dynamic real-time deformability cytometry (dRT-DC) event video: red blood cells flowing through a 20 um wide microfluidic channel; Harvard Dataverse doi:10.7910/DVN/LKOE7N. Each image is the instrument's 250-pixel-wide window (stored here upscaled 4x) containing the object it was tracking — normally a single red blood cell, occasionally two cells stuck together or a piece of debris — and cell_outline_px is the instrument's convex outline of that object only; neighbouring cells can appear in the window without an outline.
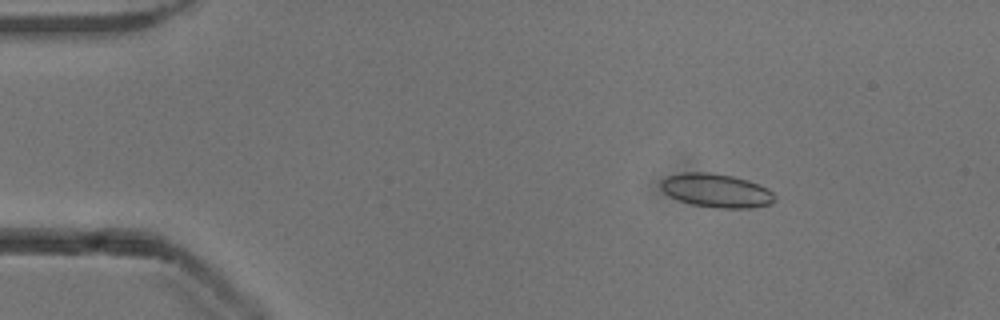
{"species": "common noctule bat (a hibernating species)", "species_latin": "Nyctalus noctula", "temperature_condition": "cold", "stored_images_in_passage": 24, "camera_frame_rate_fps": 3000, "um_per_image_px": 0.085, "animal": {"sex": "male", "body_mass_g": 13.3}, "frame": {"image": 1, "passage_image": 8, "time_ms": 2.333, "image_size_px": [1000, 320], "cell_outline_px": [[776, 196], [772, 204], [752, 208], [716, 208], [692, 204], [668, 196], [660, 188], [660, 180], [668, 176], [684, 172], [708, 172], [732, 176], [748, 180], [760, 184], [768, 188]], "centroid_in_image_um": [60.9, 16.2], "position_along_channel_um": 24.1, "area_um2": 22.54}}
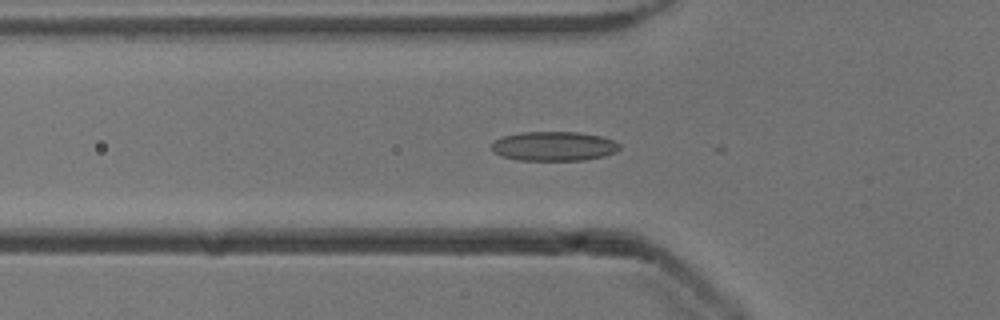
{"frame": {"image": 2, "passage_image": 18, "time_ms": 5.667, "image_size_px": [1000, 320], "cell_outline_px": [[620, 148], [616, 152], [604, 156], [584, 160], [520, 160], [500, 156], [492, 152], [492, 144], [496, 140], [504, 136], [520, 132], [580, 132], [600, 136], [612, 140], [620, 144]], "centroid_in_image_um": [47.08, 12.43], "position_along_channel_um": 78.7, "area_um2": 21.91}}
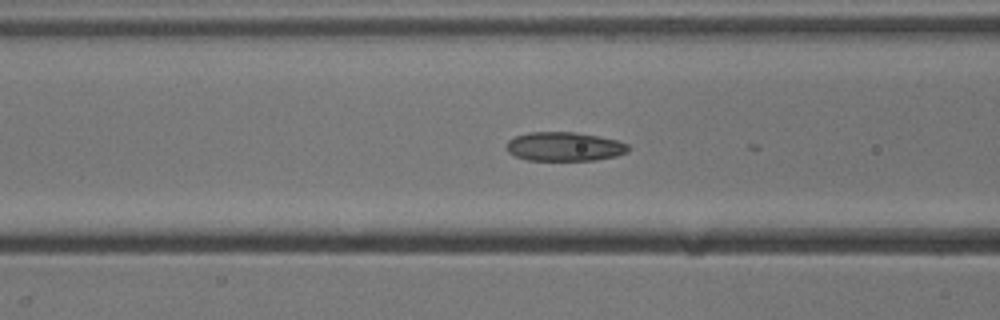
{"frame": {"image": 3, "passage_image": 21, "time_ms": 6.667, "image_size_px": [1000, 320], "cell_outline_px": [[628, 152], [616, 156], [596, 160], [528, 160], [516, 156], [508, 152], [504, 148], [508, 140], [516, 136], [528, 132], [576, 132], [600, 136], [616, 140], [628, 144]], "centroid_in_image_um": [47.96, 12.45], "position_along_channel_um": 118.6, "area_um2": 20.69}}